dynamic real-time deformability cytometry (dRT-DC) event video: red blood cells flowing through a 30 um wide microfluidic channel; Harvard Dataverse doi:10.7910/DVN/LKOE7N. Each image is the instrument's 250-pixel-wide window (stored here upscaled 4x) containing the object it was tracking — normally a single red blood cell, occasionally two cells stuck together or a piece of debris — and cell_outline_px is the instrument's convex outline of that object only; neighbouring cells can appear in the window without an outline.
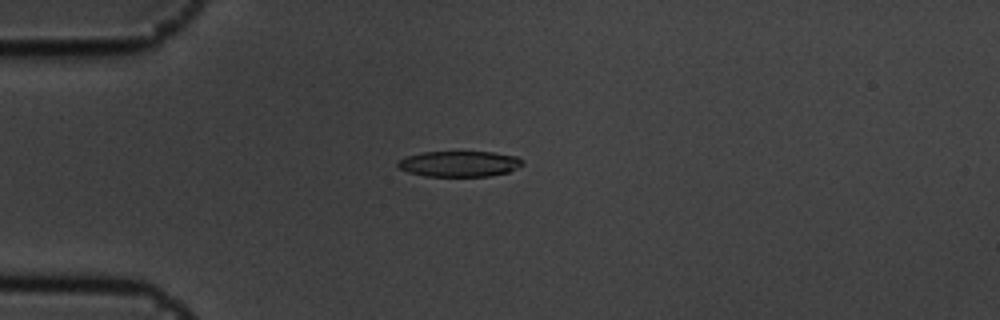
{"species": "common noctule bat (a hibernating species)", "species_latin": "Nyctalus noctula", "temperature_condition": "cold", "stored_images_in_passage": 6, "camera_frame_rate_fps": 3000, "um_per_image_px": 0.085, "animal": {"sex": "male", "body_mass_g": 19.5, "forearm_length_mm": 54.6}, "frame": {"image": 1, "passage_image": 5, "time_ms": 1.333, "image_size_px": [1000, 320], "cell_outline_px": [[524, 164], [508, 172], [488, 176], [424, 176], [408, 172], [400, 168], [396, 164], [404, 156], [424, 152], [492, 152], [516, 156], [524, 160]], "centroid_in_image_um": [39.05, 13.92], "position_along_channel_um": 46.0, "area_um2": 18.67}}